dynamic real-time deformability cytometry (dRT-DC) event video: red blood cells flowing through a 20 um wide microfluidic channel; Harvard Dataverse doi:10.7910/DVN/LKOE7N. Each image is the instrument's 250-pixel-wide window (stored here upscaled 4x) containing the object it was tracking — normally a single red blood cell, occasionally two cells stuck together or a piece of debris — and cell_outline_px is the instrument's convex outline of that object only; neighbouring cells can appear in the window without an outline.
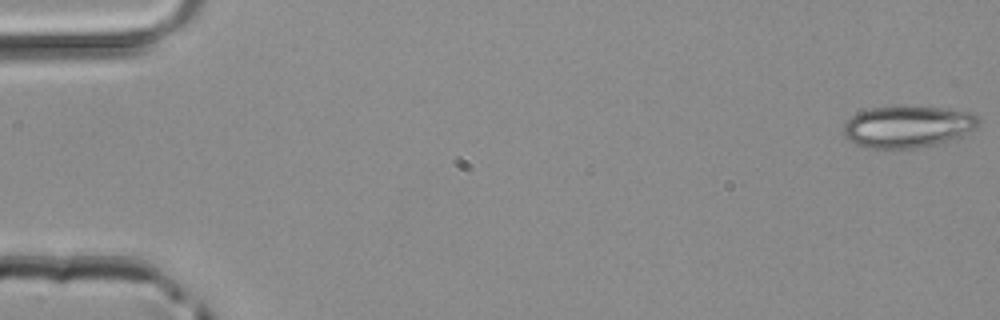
{"species": "common noctule bat (a hibernating species)", "species_latin": "Nyctalus noctula", "temperature_condition": "room temperature", "stored_images_in_passage": 20, "camera_frame_rate_fps": 3000, "um_per_image_px": 0.085, "animal": {"sex": "male", "body_mass_g": 20.4}, "frame": {"image": 1, "passage_image": 1, "time_ms": 0.0, "image_size_px": [1000, 320], "cell_outline_px": [[980, 120], [976, 128], [964, 136], [936, 144], [916, 148], [864, 148], [848, 140], [844, 136], [844, 124], [856, 112], [872, 108], [944, 108], [972, 112]], "centroid_in_image_um": [77.17, 10.79], "position_along_channel_um": 7.8, "area_um2": 32.6}}